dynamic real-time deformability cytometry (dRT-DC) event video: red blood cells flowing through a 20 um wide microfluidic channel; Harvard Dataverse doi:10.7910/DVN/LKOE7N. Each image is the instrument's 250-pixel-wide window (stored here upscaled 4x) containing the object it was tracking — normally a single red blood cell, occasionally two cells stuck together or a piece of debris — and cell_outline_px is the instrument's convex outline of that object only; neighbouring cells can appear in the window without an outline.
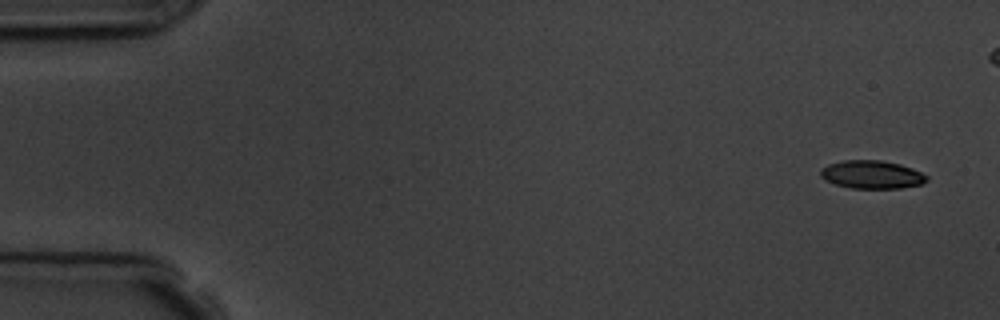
{"species": "common noctule bat (a hibernating species)", "species_latin": "Nyctalus noctula", "temperature_condition": "room temperature", "stored_images_in_passage": 3, "camera_frame_rate_fps": 3000, "um_per_image_px": 0.085, "animal": {"sex": "male", "body_mass_g": 19.5, "forearm_length_mm": 54.6}, "frame": {"image": 1, "passage_image": 1, "time_ms": 0.0, "image_size_px": [1000, 320], "cell_outline_px": [[928, 180], [920, 184], [900, 188], [852, 188], [836, 184], [820, 176], [820, 168], [828, 164], [844, 160], [880, 160], [900, 164], [912, 168], [928, 176]], "centroid_in_image_um": [74.1, 14.83], "position_along_channel_um": 10.9, "area_um2": 17.28}}